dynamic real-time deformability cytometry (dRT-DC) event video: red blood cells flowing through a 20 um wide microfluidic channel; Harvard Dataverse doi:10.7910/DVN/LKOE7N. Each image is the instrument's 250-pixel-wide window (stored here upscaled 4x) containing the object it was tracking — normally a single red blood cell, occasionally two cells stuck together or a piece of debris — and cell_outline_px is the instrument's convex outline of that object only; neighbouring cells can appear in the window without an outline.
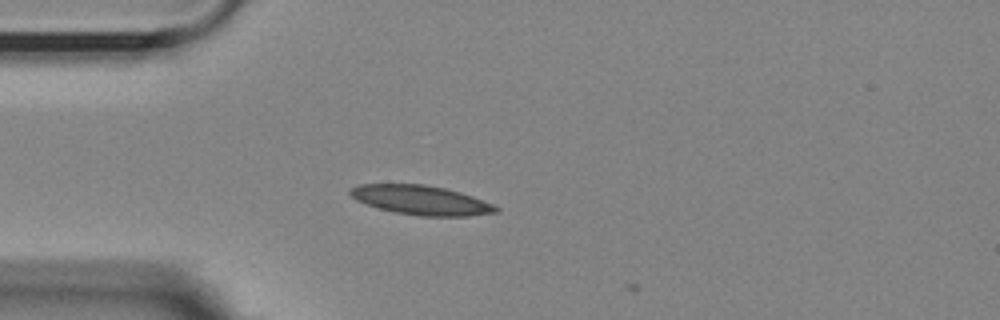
{"species": "Egyptian fruit bat (a non-hibernating species)", "species_latin": "Rousettus aegyptiacus", "temperature_condition": "room temperature", "stored_images_in_passage": 2, "camera_frame_rate_fps": 3000, "um_per_image_px": 0.085, "animal": {"sex": "female"}, "frame": {"image": 1, "passage_image": 1, "time_ms": 0.0, "image_size_px": [1000, 320], "cell_outline_px": [[500, 212], [468, 216], [420, 216], [396, 212], [380, 208], [356, 200], [348, 192], [352, 188], [360, 184], [424, 184], [444, 188], [460, 192], [472, 196], [492, 204], [500, 208]], "centroid_in_image_um": [35.83, 17.01], "position_along_channel_um": 49.2, "area_um2": 24.68}}